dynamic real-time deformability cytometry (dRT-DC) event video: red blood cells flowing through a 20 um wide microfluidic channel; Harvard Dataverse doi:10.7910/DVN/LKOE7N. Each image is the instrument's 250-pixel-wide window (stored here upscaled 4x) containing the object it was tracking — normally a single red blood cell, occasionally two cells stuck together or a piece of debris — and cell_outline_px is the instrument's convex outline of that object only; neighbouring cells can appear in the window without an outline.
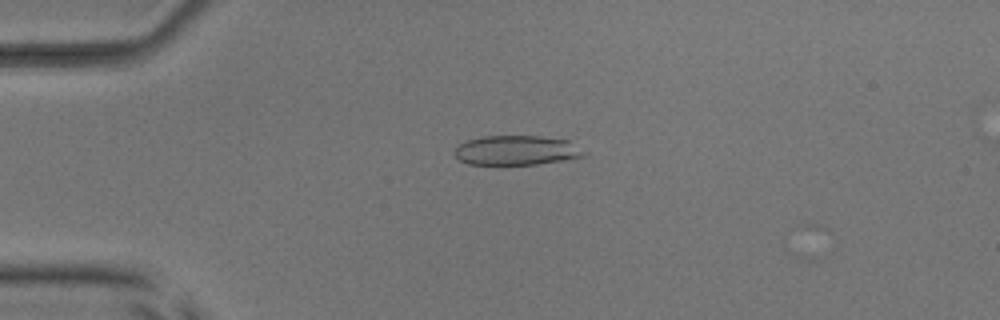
{"species": "common noctule bat (a hibernating species)", "species_latin": "Nyctalus noctula", "temperature_condition": "room temperature", "stored_images_in_passage": 2, "camera_frame_rate_fps": 3000, "um_per_image_px": 0.085, "animal": {"sex": "male", "body_mass_g": 17.9, "forearm_length_mm": 54.2}, "frame": {"image": 1, "passage_image": 1, "time_ms": 0.0, "image_size_px": [1000, 320], "cell_outline_px": [[588, 156], [564, 160], [536, 164], [500, 168], [468, 164], [460, 160], [452, 152], [460, 144], [468, 140], [484, 136], [540, 136], [568, 140], [588, 152]], "centroid_in_image_um": [43.9, 12.83], "position_along_channel_um": 41.1, "area_um2": 23.35}}